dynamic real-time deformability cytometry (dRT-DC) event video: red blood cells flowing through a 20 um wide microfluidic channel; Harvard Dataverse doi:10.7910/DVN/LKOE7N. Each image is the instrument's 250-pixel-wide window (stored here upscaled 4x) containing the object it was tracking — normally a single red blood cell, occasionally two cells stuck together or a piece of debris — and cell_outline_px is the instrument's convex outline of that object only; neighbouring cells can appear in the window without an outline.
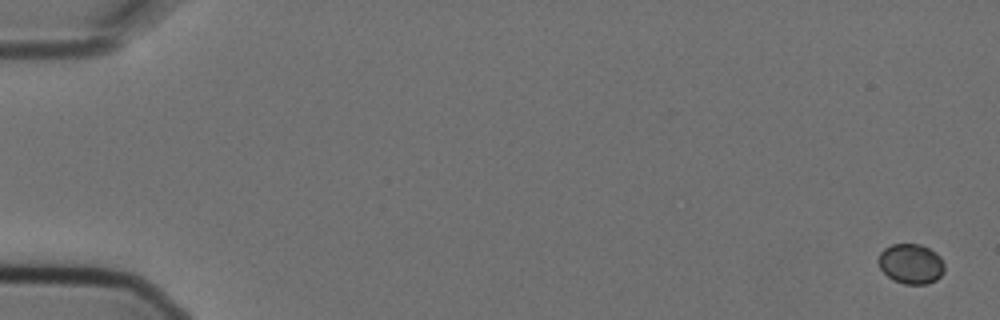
{"species": "Egyptian fruit bat (a non-hibernating species)", "species_latin": "Rousettus aegyptiacus", "temperature_condition": "cold", "stored_images_in_passage": 7, "camera_frame_rate_fps": 3000, "um_per_image_px": 0.085, "animal": {"sex": "female"}, "frame": {"image": 1, "passage_image": 1, "time_ms": 0.0, "image_size_px": [1000, 320], "cell_outline_px": [[944, 272], [936, 280], [928, 284], [904, 284], [892, 280], [880, 268], [880, 252], [884, 248], [892, 244], [920, 244], [936, 252], [940, 256], [944, 264]], "centroid_in_image_um": [77.46, 22.43], "position_along_channel_um": 7.5, "area_um2": 15.37}}
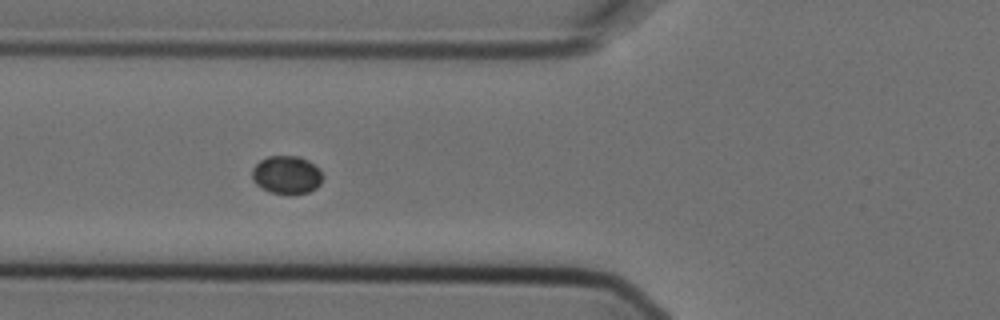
{"frame": {"image": 2, "passage_image": 6, "time_ms": 1.667, "image_size_px": [1000, 320], "cell_outline_px": [[324, 176], [320, 184], [316, 188], [308, 192], [288, 196], [272, 192], [256, 184], [252, 180], [252, 168], [260, 160], [268, 156], [300, 156], [308, 160], [320, 168]], "centroid_in_image_um": [24.4, 14.87], "position_along_channel_um": 101.4, "area_um2": 16.01}}
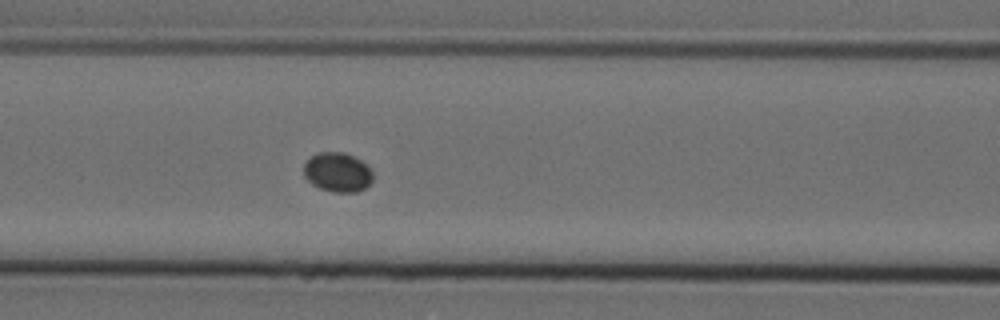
{"frame": {"image": 3, "passage_image": 7, "time_ms": 2.0, "image_size_px": [1000, 320], "cell_outline_px": [[372, 180], [364, 188], [356, 192], [332, 192], [320, 188], [312, 184], [304, 176], [304, 164], [312, 156], [320, 152], [344, 152], [368, 164], [372, 172]], "centroid_in_image_um": [28.7, 14.64], "position_along_channel_um": 137.9, "area_um2": 15.78}}